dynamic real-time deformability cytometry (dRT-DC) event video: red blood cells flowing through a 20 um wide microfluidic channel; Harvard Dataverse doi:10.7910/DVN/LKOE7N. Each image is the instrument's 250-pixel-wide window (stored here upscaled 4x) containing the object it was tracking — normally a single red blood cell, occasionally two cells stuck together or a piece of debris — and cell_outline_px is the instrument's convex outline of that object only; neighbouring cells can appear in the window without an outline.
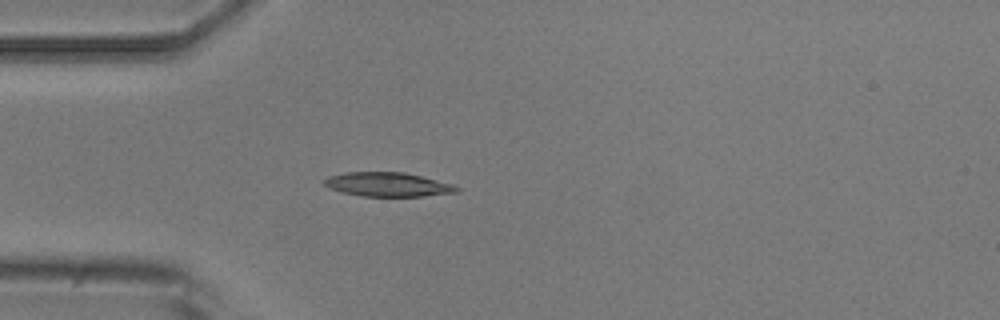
{"species": "common noctule bat (a hibernating species)", "species_latin": "Nyctalus noctula", "temperature_condition": "room temperature", "stored_images_in_passage": 4, "camera_frame_rate_fps": 3000, "um_per_image_px": 0.085, "animal": {"sex": "male", "body_mass_g": 20.5, "forearm_length_mm": 52.5}, "frame": {"image": 1, "passage_image": 4, "time_ms": 3.667, "image_size_px": [1000, 320], "cell_outline_px": [[460, 192], [424, 196], [364, 196], [340, 192], [328, 188], [324, 184], [324, 180], [328, 176], [348, 172], [404, 172], [452, 184], [460, 188]], "centroid_in_image_um": [32.95, 15.68], "position_along_channel_um": 52.0, "area_um2": 18.55}}